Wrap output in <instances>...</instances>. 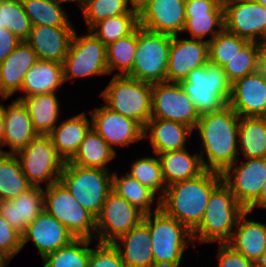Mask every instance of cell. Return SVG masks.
<instances>
[{"mask_svg":"<svg viewBox=\"0 0 266 267\" xmlns=\"http://www.w3.org/2000/svg\"><path fill=\"white\" fill-rule=\"evenodd\" d=\"M239 120L240 116L229 105L200 115L195 128L207 157V162H202L205 170L222 174L239 158Z\"/></svg>","mask_w":266,"mask_h":267,"instance_id":"obj_1","label":"cell"},{"mask_svg":"<svg viewBox=\"0 0 266 267\" xmlns=\"http://www.w3.org/2000/svg\"><path fill=\"white\" fill-rule=\"evenodd\" d=\"M222 181L221 173L205 170L195 178L167 186L160 208L192 232L203 218L212 191Z\"/></svg>","mask_w":266,"mask_h":267,"instance_id":"obj_2","label":"cell"},{"mask_svg":"<svg viewBox=\"0 0 266 267\" xmlns=\"http://www.w3.org/2000/svg\"><path fill=\"white\" fill-rule=\"evenodd\" d=\"M143 222L151 235L154 267H179L187 244L194 245L192 232L160 208V198L154 212L144 215Z\"/></svg>","mask_w":266,"mask_h":267,"instance_id":"obj_3","label":"cell"},{"mask_svg":"<svg viewBox=\"0 0 266 267\" xmlns=\"http://www.w3.org/2000/svg\"><path fill=\"white\" fill-rule=\"evenodd\" d=\"M245 209L237 202L230 188L222 181L211 193L200 224L192 231L198 242L227 243Z\"/></svg>","mask_w":266,"mask_h":267,"instance_id":"obj_4","label":"cell"},{"mask_svg":"<svg viewBox=\"0 0 266 267\" xmlns=\"http://www.w3.org/2000/svg\"><path fill=\"white\" fill-rule=\"evenodd\" d=\"M152 86L126 75H114L100 95L110 110L144 127L152 115Z\"/></svg>","mask_w":266,"mask_h":267,"instance_id":"obj_5","label":"cell"},{"mask_svg":"<svg viewBox=\"0 0 266 267\" xmlns=\"http://www.w3.org/2000/svg\"><path fill=\"white\" fill-rule=\"evenodd\" d=\"M180 85L200 115L221 110L228 105L231 83L221 66L208 62L191 71Z\"/></svg>","mask_w":266,"mask_h":267,"instance_id":"obj_6","label":"cell"},{"mask_svg":"<svg viewBox=\"0 0 266 267\" xmlns=\"http://www.w3.org/2000/svg\"><path fill=\"white\" fill-rule=\"evenodd\" d=\"M112 175L108 170L66 162L59 181L82 207L97 217L112 191Z\"/></svg>","mask_w":266,"mask_h":267,"instance_id":"obj_7","label":"cell"},{"mask_svg":"<svg viewBox=\"0 0 266 267\" xmlns=\"http://www.w3.org/2000/svg\"><path fill=\"white\" fill-rule=\"evenodd\" d=\"M171 35L138 26V44L128 77L151 84L166 81Z\"/></svg>","mask_w":266,"mask_h":267,"instance_id":"obj_8","label":"cell"},{"mask_svg":"<svg viewBox=\"0 0 266 267\" xmlns=\"http://www.w3.org/2000/svg\"><path fill=\"white\" fill-rule=\"evenodd\" d=\"M44 210L75 238L96 237V217L82 207L60 181L44 189Z\"/></svg>","mask_w":266,"mask_h":267,"instance_id":"obj_9","label":"cell"},{"mask_svg":"<svg viewBox=\"0 0 266 267\" xmlns=\"http://www.w3.org/2000/svg\"><path fill=\"white\" fill-rule=\"evenodd\" d=\"M15 155L23 174L33 186L41 187L42 182L48 181L47 187L59 182L66 162L57 153L49 135L38 134Z\"/></svg>","mask_w":266,"mask_h":267,"instance_id":"obj_10","label":"cell"},{"mask_svg":"<svg viewBox=\"0 0 266 267\" xmlns=\"http://www.w3.org/2000/svg\"><path fill=\"white\" fill-rule=\"evenodd\" d=\"M63 80L76 77L109 74L106 59V46L90 31L79 36L76 31L63 61Z\"/></svg>","mask_w":266,"mask_h":267,"instance_id":"obj_11","label":"cell"},{"mask_svg":"<svg viewBox=\"0 0 266 267\" xmlns=\"http://www.w3.org/2000/svg\"><path fill=\"white\" fill-rule=\"evenodd\" d=\"M144 213L123 197L111 191L96 217V237L100 243H114L119 237L139 225Z\"/></svg>","mask_w":266,"mask_h":267,"instance_id":"obj_12","label":"cell"},{"mask_svg":"<svg viewBox=\"0 0 266 267\" xmlns=\"http://www.w3.org/2000/svg\"><path fill=\"white\" fill-rule=\"evenodd\" d=\"M151 118L171 120L191 127L193 130L200 114L180 83L160 82L152 86Z\"/></svg>","mask_w":266,"mask_h":267,"instance_id":"obj_13","label":"cell"},{"mask_svg":"<svg viewBox=\"0 0 266 267\" xmlns=\"http://www.w3.org/2000/svg\"><path fill=\"white\" fill-rule=\"evenodd\" d=\"M238 162L236 160L229 166L222 173V178L237 202L248 210L261 195L266 180V158H246L245 162Z\"/></svg>","mask_w":266,"mask_h":267,"instance_id":"obj_14","label":"cell"},{"mask_svg":"<svg viewBox=\"0 0 266 267\" xmlns=\"http://www.w3.org/2000/svg\"><path fill=\"white\" fill-rule=\"evenodd\" d=\"M224 29L249 42L262 43L266 35V7L253 0L223 3Z\"/></svg>","mask_w":266,"mask_h":267,"instance_id":"obj_15","label":"cell"},{"mask_svg":"<svg viewBox=\"0 0 266 267\" xmlns=\"http://www.w3.org/2000/svg\"><path fill=\"white\" fill-rule=\"evenodd\" d=\"M228 105L240 117H266V63L231 84Z\"/></svg>","mask_w":266,"mask_h":267,"instance_id":"obj_16","label":"cell"},{"mask_svg":"<svg viewBox=\"0 0 266 267\" xmlns=\"http://www.w3.org/2000/svg\"><path fill=\"white\" fill-rule=\"evenodd\" d=\"M171 36L166 81L180 83L194 69L209 62L208 40Z\"/></svg>","mask_w":266,"mask_h":267,"instance_id":"obj_17","label":"cell"},{"mask_svg":"<svg viewBox=\"0 0 266 267\" xmlns=\"http://www.w3.org/2000/svg\"><path fill=\"white\" fill-rule=\"evenodd\" d=\"M138 18L148 31L179 35L186 21L185 0H148L138 9Z\"/></svg>","mask_w":266,"mask_h":267,"instance_id":"obj_18","label":"cell"},{"mask_svg":"<svg viewBox=\"0 0 266 267\" xmlns=\"http://www.w3.org/2000/svg\"><path fill=\"white\" fill-rule=\"evenodd\" d=\"M89 112L92 128L112 149L113 145L126 147L144 139V127L134 119L113 112L106 106Z\"/></svg>","mask_w":266,"mask_h":267,"instance_id":"obj_19","label":"cell"},{"mask_svg":"<svg viewBox=\"0 0 266 267\" xmlns=\"http://www.w3.org/2000/svg\"><path fill=\"white\" fill-rule=\"evenodd\" d=\"M185 25L192 38L212 40L224 29V8L219 0H185ZM215 27H217L215 29Z\"/></svg>","mask_w":266,"mask_h":267,"instance_id":"obj_20","label":"cell"},{"mask_svg":"<svg viewBox=\"0 0 266 267\" xmlns=\"http://www.w3.org/2000/svg\"><path fill=\"white\" fill-rule=\"evenodd\" d=\"M21 236L22 248L28 241H32L42 259L75 239V236L62 223L45 210L28 225Z\"/></svg>","mask_w":266,"mask_h":267,"instance_id":"obj_21","label":"cell"},{"mask_svg":"<svg viewBox=\"0 0 266 267\" xmlns=\"http://www.w3.org/2000/svg\"><path fill=\"white\" fill-rule=\"evenodd\" d=\"M74 32V27L32 26L25 41L38 59L63 63Z\"/></svg>","mask_w":266,"mask_h":267,"instance_id":"obj_22","label":"cell"},{"mask_svg":"<svg viewBox=\"0 0 266 267\" xmlns=\"http://www.w3.org/2000/svg\"><path fill=\"white\" fill-rule=\"evenodd\" d=\"M44 210V189L33 186L11 200H0V215L21 235Z\"/></svg>","mask_w":266,"mask_h":267,"instance_id":"obj_23","label":"cell"},{"mask_svg":"<svg viewBox=\"0 0 266 267\" xmlns=\"http://www.w3.org/2000/svg\"><path fill=\"white\" fill-rule=\"evenodd\" d=\"M38 60L32 47L22 41L4 61L0 63V94L3 100L21 91L27 71Z\"/></svg>","mask_w":266,"mask_h":267,"instance_id":"obj_24","label":"cell"},{"mask_svg":"<svg viewBox=\"0 0 266 267\" xmlns=\"http://www.w3.org/2000/svg\"><path fill=\"white\" fill-rule=\"evenodd\" d=\"M0 105L4 116L3 147L7 145L11 149L2 153L15 154L25 148L38 133L34 130L28 110L21 100H13L7 107Z\"/></svg>","mask_w":266,"mask_h":267,"instance_id":"obj_25","label":"cell"},{"mask_svg":"<svg viewBox=\"0 0 266 267\" xmlns=\"http://www.w3.org/2000/svg\"><path fill=\"white\" fill-rule=\"evenodd\" d=\"M113 244L118 249L126 267H154L151 235L149 227L143 221L119 237Z\"/></svg>","mask_w":266,"mask_h":267,"instance_id":"obj_26","label":"cell"},{"mask_svg":"<svg viewBox=\"0 0 266 267\" xmlns=\"http://www.w3.org/2000/svg\"><path fill=\"white\" fill-rule=\"evenodd\" d=\"M203 153L201 151L200 154L191 155L184 148L157 154L166 186L192 179L202 174L205 171L202 162L206 160Z\"/></svg>","mask_w":266,"mask_h":267,"instance_id":"obj_27","label":"cell"},{"mask_svg":"<svg viewBox=\"0 0 266 267\" xmlns=\"http://www.w3.org/2000/svg\"><path fill=\"white\" fill-rule=\"evenodd\" d=\"M148 131L150 132L148 135ZM193 129L187 125L171 120L150 118L144 126L143 138H150L154 154L167 151L181 150L185 148L187 135H191Z\"/></svg>","mask_w":266,"mask_h":267,"instance_id":"obj_28","label":"cell"},{"mask_svg":"<svg viewBox=\"0 0 266 267\" xmlns=\"http://www.w3.org/2000/svg\"><path fill=\"white\" fill-rule=\"evenodd\" d=\"M249 213V210H245L240 215L227 244L255 263L266 250V224L247 220L246 216Z\"/></svg>","mask_w":266,"mask_h":267,"instance_id":"obj_29","label":"cell"},{"mask_svg":"<svg viewBox=\"0 0 266 267\" xmlns=\"http://www.w3.org/2000/svg\"><path fill=\"white\" fill-rule=\"evenodd\" d=\"M91 128V120L89 122L83 112L56 125L48 135L57 153L67 162L75 155Z\"/></svg>","mask_w":266,"mask_h":267,"instance_id":"obj_30","label":"cell"},{"mask_svg":"<svg viewBox=\"0 0 266 267\" xmlns=\"http://www.w3.org/2000/svg\"><path fill=\"white\" fill-rule=\"evenodd\" d=\"M62 83H64L63 64L38 59L23 79L21 91L25 92L26 96H18V100L23 97L56 92Z\"/></svg>","mask_w":266,"mask_h":267,"instance_id":"obj_31","label":"cell"},{"mask_svg":"<svg viewBox=\"0 0 266 267\" xmlns=\"http://www.w3.org/2000/svg\"><path fill=\"white\" fill-rule=\"evenodd\" d=\"M21 101L28 110L34 130L40 135H48L57 125L60 114L56 93L23 97Z\"/></svg>","mask_w":266,"mask_h":267,"instance_id":"obj_32","label":"cell"},{"mask_svg":"<svg viewBox=\"0 0 266 267\" xmlns=\"http://www.w3.org/2000/svg\"><path fill=\"white\" fill-rule=\"evenodd\" d=\"M116 157V150L91 128L81 142L75 155L67 161L87 168L108 170L107 163Z\"/></svg>","mask_w":266,"mask_h":267,"instance_id":"obj_33","label":"cell"},{"mask_svg":"<svg viewBox=\"0 0 266 267\" xmlns=\"http://www.w3.org/2000/svg\"><path fill=\"white\" fill-rule=\"evenodd\" d=\"M238 146L245 159L266 158V117H240Z\"/></svg>","mask_w":266,"mask_h":267,"instance_id":"obj_34","label":"cell"},{"mask_svg":"<svg viewBox=\"0 0 266 267\" xmlns=\"http://www.w3.org/2000/svg\"><path fill=\"white\" fill-rule=\"evenodd\" d=\"M32 187L16 155L0 153V200L14 199Z\"/></svg>","mask_w":266,"mask_h":267,"instance_id":"obj_35","label":"cell"},{"mask_svg":"<svg viewBox=\"0 0 266 267\" xmlns=\"http://www.w3.org/2000/svg\"><path fill=\"white\" fill-rule=\"evenodd\" d=\"M32 26L74 27L61 7L65 0H21Z\"/></svg>","mask_w":266,"mask_h":267,"instance_id":"obj_36","label":"cell"},{"mask_svg":"<svg viewBox=\"0 0 266 267\" xmlns=\"http://www.w3.org/2000/svg\"><path fill=\"white\" fill-rule=\"evenodd\" d=\"M138 26V10L132 8L127 14L112 16L95 23L88 31L107 46L131 34Z\"/></svg>","mask_w":266,"mask_h":267,"instance_id":"obj_37","label":"cell"},{"mask_svg":"<svg viewBox=\"0 0 266 267\" xmlns=\"http://www.w3.org/2000/svg\"><path fill=\"white\" fill-rule=\"evenodd\" d=\"M265 63L266 57L262 45L248 42L223 68L232 84L237 79L257 71Z\"/></svg>","mask_w":266,"mask_h":267,"instance_id":"obj_38","label":"cell"},{"mask_svg":"<svg viewBox=\"0 0 266 267\" xmlns=\"http://www.w3.org/2000/svg\"><path fill=\"white\" fill-rule=\"evenodd\" d=\"M112 191L126 199L144 214L153 213L151 208L152 204H154L153 201L155 200L156 194L129 174H125L119 178L116 172L113 173Z\"/></svg>","mask_w":266,"mask_h":267,"instance_id":"obj_39","label":"cell"},{"mask_svg":"<svg viewBox=\"0 0 266 267\" xmlns=\"http://www.w3.org/2000/svg\"><path fill=\"white\" fill-rule=\"evenodd\" d=\"M138 44V27L129 35L106 46V59L109 74L120 70L115 75H127L133 67Z\"/></svg>","mask_w":266,"mask_h":267,"instance_id":"obj_40","label":"cell"},{"mask_svg":"<svg viewBox=\"0 0 266 267\" xmlns=\"http://www.w3.org/2000/svg\"><path fill=\"white\" fill-rule=\"evenodd\" d=\"M92 242L88 238H75L69 244L43 258V267H88Z\"/></svg>","mask_w":266,"mask_h":267,"instance_id":"obj_41","label":"cell"},{"mask_svg":"<svg viewBox=\"0 0 266 267\" xmlns=\"http://www.w3.org/2000/svg\"><path fill=\"white\" fill-rule=\"evenodd\" d=\"M32 24L26 15L21 0H0V29L10 30L25 41Z\"/></svg>","mask_w":266,"mask_h":267,"instance_id":"obj_42","label":"cell"},{"mask_svg":"<svg viewBox=\"0 0 266 267\" xmlns=\"http://www.w3.org/2000/svg\"><path fill=\"white\" fill-rule=\"evenodd\" d=\"M131 165V169L127 174L138 180L143 186L152 190L155 194L161 191V199L167 186L162 176L161 164L158 156L143 157L134 161Z\"/></svg>","mask_w":266,"mask_h":267,"instance_id":"obj_43","label":"cell"},{"mask_svg":"<svg viewBox=\"0 0 266 267\" xmlns=\"http://www.w3.org/2000/svg\"><path fill=\"white\" fill-rule=\"evenodd\" d=\"M249 41L223 29L209 44V62L224 67Z\"/></svg>","mask_w":266,"mask_h":267,"instance_id":"obj_44","label":"cell"},{"mask_svg":"<svg viewBox=\"0 0 266 267\" xmlns=\"http://www.w3.org/2000/svg\"><path fill=\"white\" fill-rule=\"evenodd\" d=\"M130 0H90L81 10L88 30L97 22L112 16L127 14L133 7Z\"/></svg>","mask_w":266,"mask_h":267,"instance_id":"obj_45","label":"cell"},{"mask_svg":"<svg viewBox=\"0 0 266 267\" xmlns=\"http://www.w3.org/2000/svg\"><path fill=\"white\" fill-rule=\"evenodd\" d=\"M91 248L88 267H126L113 243H97Z\"/></svg>","mask_w":266,"mask_h":267,"instance_id":"obj_46","label":"cell"},{"mask_svg":"<svg viewBox=\"0 0 266 267\" xmlns=\"http://www.w3.org/2000/svg\"><path fill=\"white\" fill-rule=\"evenodd\" d=\"M22 249V236L0 215V254L11 259Z\"/></svg>","mask_w":266,"mask_h":267,"instance_id":"obj_47","label":"cell"},{"mask_svg":"<svg viewBox=\"0 0 266 267\" xmlns=\"http://www.w3.org/2000/svg\"><path fill=\"white\" fill-rule=\"evenodd\" d=\"M217 255L219 267H255L254 262L235 251L227 243H219Z\"/></svg>","mask_w":266,"mask_h":267,"instance_id":"obj_48","label":"cell"},{"mask_svg":"<svg viewBox=\"0 0 266 267\" xmlns=\"http://www.w3.org/2000/svg\"><path fill=\"white\" fill-rule=\"evenodd\" d=\"M22 42L10 30L0 29V63Z\"/></svg>","mask_w":266,"mask_h":267,"instance_id":"obj_49","label":"cell"},{"mask_svg":"<svg viewBox=\"0 0 266 267\" xmlns=\"http://www.w3.org/2000/svg\"><path fill=\"white\" fill-rule=\"evenodd\" d=\"M256 207L266 208V180L264 182L259 199L248 210L251 212Z\"/></svg>","mask_w":266,"mask_h":267,"instance_id":"obj_50","label":"cell"},{"mask_svg":"<svg viewBox=\"0 0 266 267\" xmlns=\"http://www.w3.org/2000/svg\"><path fill=\"white\" fill-rule=\"evenodd\" d=\"M3 136H4V116L2 107L0 105V146L3 147ZM0 147V153H2L3 150H1Z\"/></svg>","mask_w":266,"mask_h":267,"instance_id":"obj_51","label":"cell"},{"mask_svg":"<svg viewBox=\"0 0 266 267\" xmlns=\"http://www.w3.org/2000/svg\"><path fill=\"white\" fill-rule=\"evenodd\" d=\"M255 267H266V250L263 252V255H261L256 261H255Z\"/></svg>","mask_w":266,"mask_h":267,"instance_id":"obj_52","label":"cell"},{"mask_svg":"<svg viewBox=\"0 0 266 267\" xmlns=\"http://www.w3.org/2000/svg\"><path fill=\"white\" fill-rule=\"evenodd\" d=\"M148 0H130L131 7L135 9H139L142 5H144Z\"/></svg>","mask_w":266,"mask_h":267,"instance_id":"obj_53","label":"cell"},{"mask_svg":"<svg viewBox=\"0 0 266 267\" xmlns=\"http://www.w3.org/2000/svg\"><path fill=\"white\" fill-rule=\"evenodd\" d=\"M9 259H7L4 255L0 254V267H6L9 264Z\"/></svg>","mask_w":266,"mask_h":267,"instance_id":"obj_54","label":"cell"},{"mask_svg":"<svg viewBox=\"0 0 266 267\" xmlns=\"http://www.w3.org/2000/svg\"><path fill=\"white\" fill-rule=\"evenodd\" d=\"M66 2H78L80 4L81 9L90 1V0H65Z\"/></svg>","mask_w":266,"mask_h":267,"instance_id":"obj_55","label":"cell"},{"mask_svg":"<svg viewBox=\"0 0 266 267\" xmlns=\"http://www.w3.org/2000/svg\"><path fill=\"white\" fill-rule=\"evenodd\" d=\"M261 45H262V49H263L264 55L266 57V35L264 36V39H263Z\"/></svg>","mask_w":266,"mask_h":267,"instance_id":"obj_56","label":"cell"},{"mask_svg":"<svg viewBox=\"0 0 266 267\" xmlns=\"http://www.w3.org/2000/svg\"><path fill=\"white\" fill-rule=\"evenodd\" d=\"M253 1H255V2H257L258 4H261V5H263V6L266 7V0H253Z\"/></svg>","mask_w":266,"mask_h":267,"instance_id":"obj_57","label":"cell"},{"mask_svg":"<svg viewBox=\"0 0 266 267\" xmlns=\"http://www.w3.org/2000/svg\"><path fill=\"white\" fill-rule=\"evenodd\" d=\"M221 3H225L227 1H230V0H219Z\"/></svg>","mask_w":266,"mask_h":267,"instance_id":"obj_58","label":"cell"}]
</instances>
